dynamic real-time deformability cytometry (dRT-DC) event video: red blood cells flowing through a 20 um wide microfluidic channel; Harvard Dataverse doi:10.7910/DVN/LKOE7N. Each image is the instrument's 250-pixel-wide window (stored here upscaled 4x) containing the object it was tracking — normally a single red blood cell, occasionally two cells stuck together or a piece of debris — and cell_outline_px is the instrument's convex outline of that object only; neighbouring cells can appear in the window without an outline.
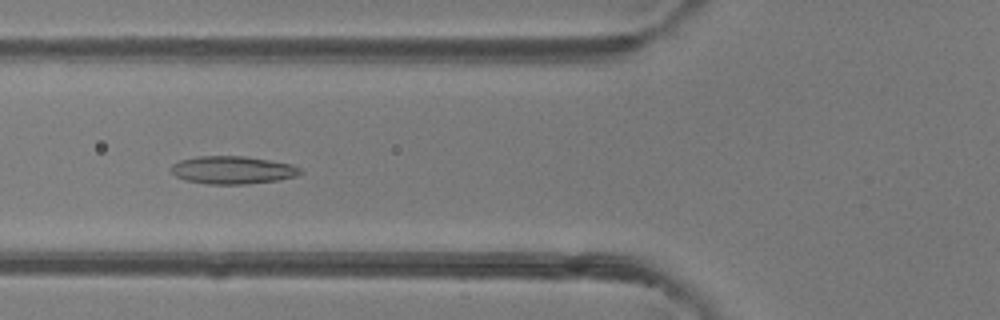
{"species": "common noctule bat (a hibernating species)", "species_latin": "Nyctalus noctula", "temperature_condition": "room temperature", "stored_images_in_passage": 34, "camera_frame_rate_fps": 3000, "um_per_image_px": 0.085, "animal": {"sex": "female"}, "frame": {"image": 1, "passage_image": 4, "time_ms": 1.0, "image_size_px": [1000, 320], "cell_outline_px": [[304, 172], [296, 176], [280, 180], [244, 184], [208, 184], [184, 180], [176, 176], [168, 168], [172, 164], [180, 160], [196, 156], [244, 156], [292, 164], [300, 168]], "centroid_in_image_um": [19.75, 14.45], "position_along_channel_um": 106.0, "area_um2": 21.1}}
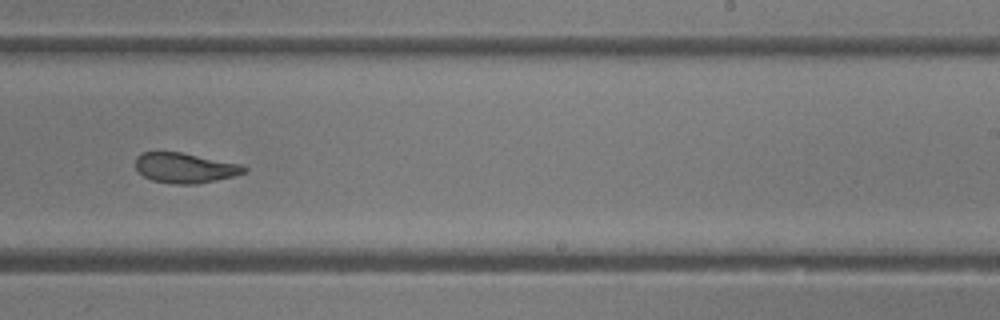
{"frame": {"image": 2, "passage_image": 16, "time_ms": 5.0, "image_size_px": [1000, 320], "cell_outline_px": [[248, 172], [216, 180], [196, 184], [172, 184], [152, 180], [144, 176], [136, 168], [136, 156], [140, 152], [180, 152], [240, 164], [248, 168]], "centroid_in_image_um": [15.72, 14.27], "position_along_channel_um": 273.3, "area_um2": 18.96}}
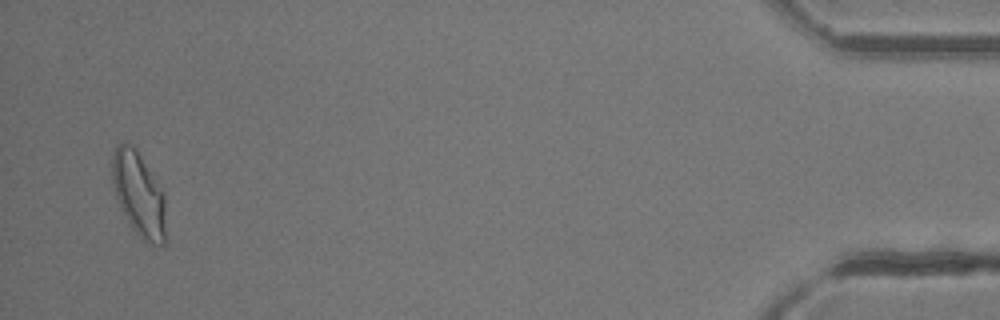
{"frame": {"image": 3, "passage_image": 33, "time_ms": 10.667, "image_size_px": [1000, 320], "cell_outline_px": [[164, 244], [152, 244], [144, 240], [132, 228], [116, 196], [112, 184], [112, 156], [116, 144], [132, 144], [136, 148], [164, 192]], "centroid_in_image_um": [11.78, 16.45], "position_along_channel_um": 423.4, "area_um2": 25.84}, "authors_computed_cell_mechanics": {"area_um2": 20.4901, "velocity_mm_per_s": 4.1788, "shape_relaxation_time_tau1_ms": 9.7322, "shape_relaxation_time_tau2_ms": 1.8867, "deformation_change_tau1": 0.2241, "deformation_change_tau2": 0.0936}}